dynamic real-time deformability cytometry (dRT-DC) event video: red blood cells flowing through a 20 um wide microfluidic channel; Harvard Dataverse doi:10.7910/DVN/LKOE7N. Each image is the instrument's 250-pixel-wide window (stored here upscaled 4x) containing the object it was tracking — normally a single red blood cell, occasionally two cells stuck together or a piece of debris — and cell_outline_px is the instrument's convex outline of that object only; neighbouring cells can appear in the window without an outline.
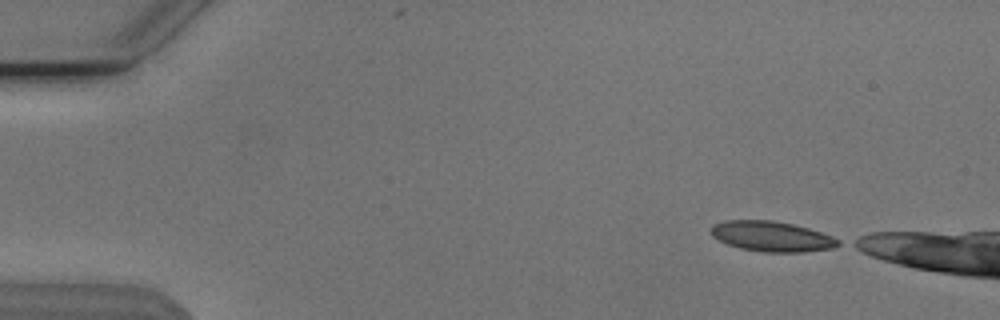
{"species": "Egyptian fruit bat (a non-hibernating species)", "species_latin": "Rousettus aegyptiacus", "temperature_condition": "cold", "stored_images_in_passage": 9, "camera_frame_rate_fps": 3000, "um_per_image_px": 0.085, "animal": {"sex": "male"}, "frame": {"image": 1, "passage_image": 1, "time_ms": 0.0, "image_size_px": [1000, 320], "cell_outline_px": [[840, 244], [832, 248], [804, 252], [764, 252], [740, 248], [728, 244], [712, 236], [712, 224], [724, 220], [772, 220], [792, 224], [808, 228], [832, 236], [840, 240]], "centroid_in_image_um": [65.6, 20.09], "position_along_channel_um": 19.4, "area_um2": 22.31}}